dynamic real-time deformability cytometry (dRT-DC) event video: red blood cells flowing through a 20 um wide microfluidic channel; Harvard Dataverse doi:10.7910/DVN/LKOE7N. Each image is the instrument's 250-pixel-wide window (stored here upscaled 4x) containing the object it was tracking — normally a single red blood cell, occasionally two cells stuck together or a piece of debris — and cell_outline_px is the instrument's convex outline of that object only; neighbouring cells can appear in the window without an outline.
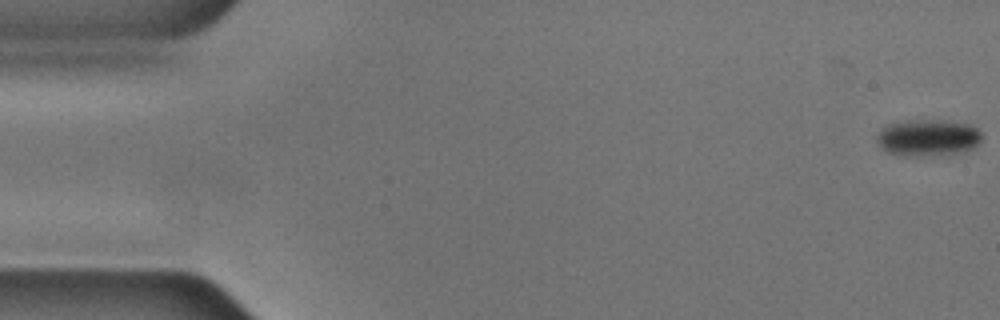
{"species": "common noctule bat (a hibernating species)", "species_latin": "Nyctalus noctula", "temperature_condition": "cold", "stored_images_in_passage": 2, "camera_frame_rate_fps": 3000, "um_per_image_px": 0.085, "animal": {"sex": "male", "body_mass_g": 17.9, "forearm_length_mm": 54.2}, "frame": {"image": 1, "passage_image": 1, "time_ms": 0.0, "image_size_px": [1000, 320], "cell_outline_px": [[980, 140], [972, 148], [952, 152], [908, 156], [888, 152], [876, 140], [876, 136], [880, 128], [896, 120], [944, 120], [968, 124], [976, 128], [980, 132]], "centroid_in_image_um": [78.79, 11.65], "position_along_channel_um": 6.2, "area_um2": 21.91}}